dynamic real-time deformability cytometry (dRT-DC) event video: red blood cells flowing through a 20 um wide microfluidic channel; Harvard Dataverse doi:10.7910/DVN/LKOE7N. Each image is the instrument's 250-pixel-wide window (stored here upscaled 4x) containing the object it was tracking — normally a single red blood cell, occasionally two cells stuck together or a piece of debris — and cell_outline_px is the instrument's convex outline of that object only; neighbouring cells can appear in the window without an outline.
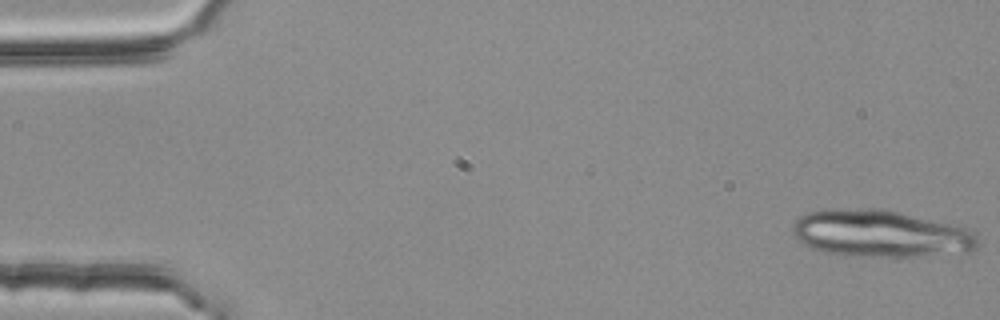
{"species": "common noctule bat (a hibernating species)", "species_latin": "Nyctalus noctula", "temperature_condition": "room temperature", "stored_images_in_passage": 4, "camera_frame_rate_fps": 3000, "um_per_image_px": 0.085, "animal": {"sex": "female", "body_mass_g": 25.1}, "frame": {"image": 1, "passage_image": 1, "time_ms": 0.0, "image_size_px": [1000, 320], "cell_outline_px": [[980, 244], [972, 252], [928, 256], [872, 256], [824, 252], [804, 244], [792, 232], [792, 224], [800, 216], [808, 212], [828, 208], [876, 208], [896, 212], [948, 224], [964, 228], [972, 232], [976, 236]], "centroid_in_image_um": [74.84, 19.86], "position_along_channel_um": 10.2, "area_um2": 50.29}}